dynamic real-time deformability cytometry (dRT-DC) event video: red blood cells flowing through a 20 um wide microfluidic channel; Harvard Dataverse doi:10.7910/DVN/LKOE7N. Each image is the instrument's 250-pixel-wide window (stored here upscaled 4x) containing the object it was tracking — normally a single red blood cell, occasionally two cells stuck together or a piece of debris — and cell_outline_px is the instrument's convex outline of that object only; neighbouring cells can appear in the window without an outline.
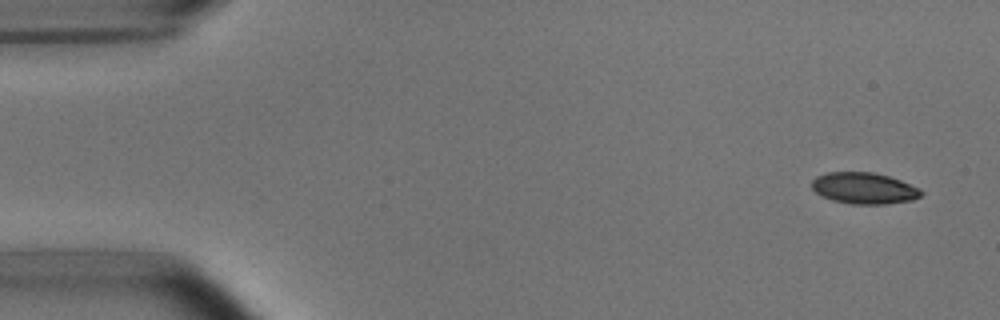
{"species": "common noctule bat (a hibernating species)", "species_latin": "Nyctalus noctula", "temperature_condition": "room temperature", "stored_images_in_passage": 8, "camera_frame_rate_fps": 3000, "um_per_image_px": 0.085, "animal": {"sex": "male", "body_mass_g": 15.6}, "frame": {"image": 1, "passage_image": 1, "time_ms": 0.0, "image_size_px": [1000, 320], "cell_outline_px": [[924, 192], [920, 196], [912, 200], [884, 204], [852, 204], [832, 200], [816, 192], [812, 188], [812, 180], [816, 176], [828, 172], [872, 172], [888, 176], [900, 180], [920, 188]], "centroid_in_image_um": [73.45, 15.99], "position_along_channel_um": 11.5, "area_um2": 19.88}}